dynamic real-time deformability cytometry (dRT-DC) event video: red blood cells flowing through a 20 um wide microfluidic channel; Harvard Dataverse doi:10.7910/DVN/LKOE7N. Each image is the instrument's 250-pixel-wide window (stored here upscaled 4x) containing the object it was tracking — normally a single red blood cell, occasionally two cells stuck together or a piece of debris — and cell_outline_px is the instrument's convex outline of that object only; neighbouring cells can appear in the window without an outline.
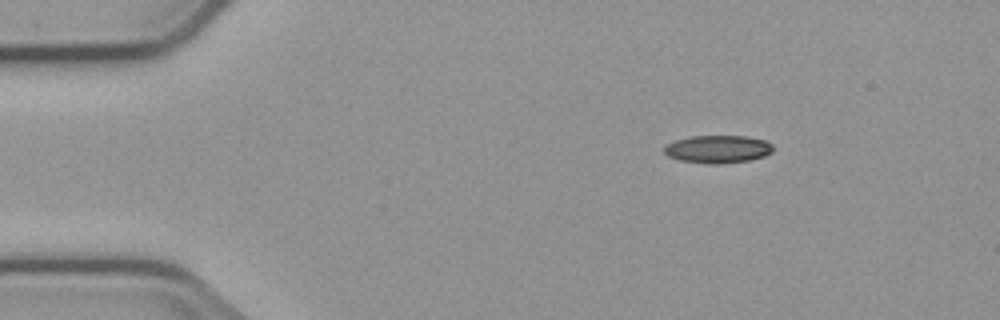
{"species": "common noctule bat (a hibernating species)", "species_latin": "Nyctalus noctula", "temperature_condition": "cold", "stored_images_in_passage": 4, "camera_frame_rate_fps": 3000, "um_per_image_px": 0.085, "animal": {"sex": "male", "body_mass_g": 23.1, "forearm_length_mm": 52.7}, "frame": {"image": 1, "passage_image": 1, "time_ms": 0.0, "image_size_px": [1000, 320], "cell_outline_px": [[772, 152], [764, 156], [748, 160], [716, 164], [708, 164], [680, 160], [668, 156], [664, 152], [664, 148], [668, 144], [676, 140], [688, 136], [748, 136], [764, 140], [772, 144]], "centroid_in_image_um": [61.01, 12.67], "position_along_channel_um": 24.0, "area_um2": 17.51}}
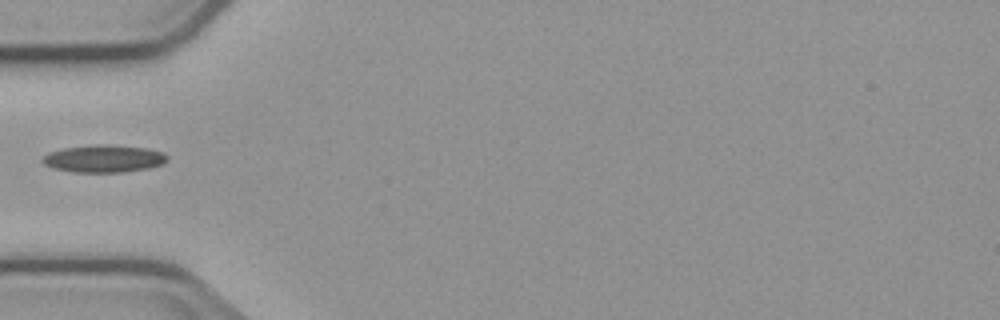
{"frame": {"image": 2, "passage_image": 4, "time_ms": 3.333, "image_size_px": [1000, 320], "cell_outline_px": [[168, 160], [164, 164], [148, 168], [120, 172], [72, 172], [52, 168], [44, 164], [40, 160], [44, 156], [52, 152], [64, 148], [96, 144], [108, 144], [148, 148], [164, 152], [168, 156]], "centroid_in_image_um": [8.86, 13.48], "position_along_channel_um": 76.1, "area_um2": 20.06}}